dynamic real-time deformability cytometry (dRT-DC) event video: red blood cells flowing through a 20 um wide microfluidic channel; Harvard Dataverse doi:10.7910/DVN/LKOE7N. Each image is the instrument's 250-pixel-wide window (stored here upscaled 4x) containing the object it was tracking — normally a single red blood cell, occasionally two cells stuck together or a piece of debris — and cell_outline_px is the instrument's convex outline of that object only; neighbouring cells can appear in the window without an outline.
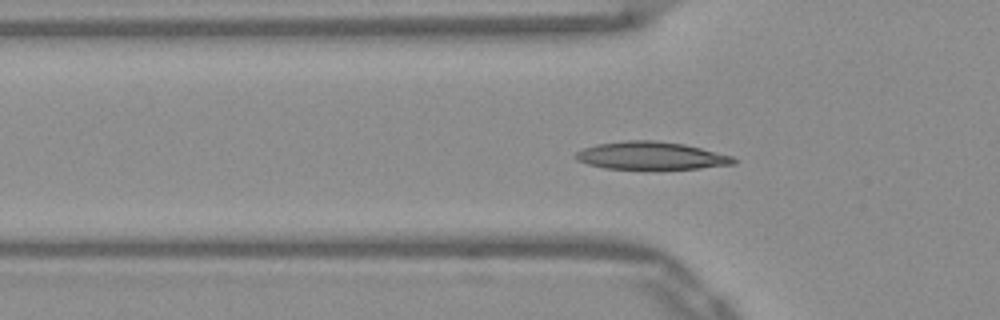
{"species": "Egyptian fruit bat (a non-hibernating species)", "species_latin": "Rousettus aegyptiacus", "temperature_condition": "warm", "stored_images_in_passage": 46, "camera_frame_rate_fps": 3000, "um_per_image_px": 0.085, "frame": {"image": 1, "passage_image": 16, "time_ms": 5.0, "image_size_px": [1000, 320], "cell_outline_px": [[736, 164], [700, 168], [604, 168], [588, 164], [576, 160], [572, 156], [576, 152], [584, 148], [596, 144], [624, 140], [652, 140], [684, 144], [732, 156], [736, 160]], "centroid_in_image_um": [55.3, 13.22], "position_along_channel_um": 70.5, "area_um2": 25.26}}
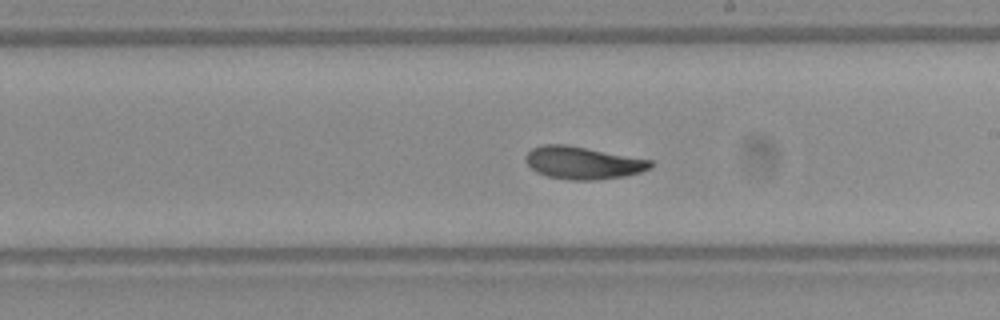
{"frame": {"image": 2, "passage_image": 29, "time_ms": 9.333, "image_size_px": [1000, 320], "cell_outline_px": [[652, 168], [640, 172], [624, 176], [596, 180], [568, 180], [548, 176], [536, 172], [524, 160], [528, 152], [532, 148], [544, 144], [564, 144], [652, 160]], "centroid_in_image_um": [49.54, 13.84], "position_along_channel_um": 239.5, "area_um2": 23.52}}
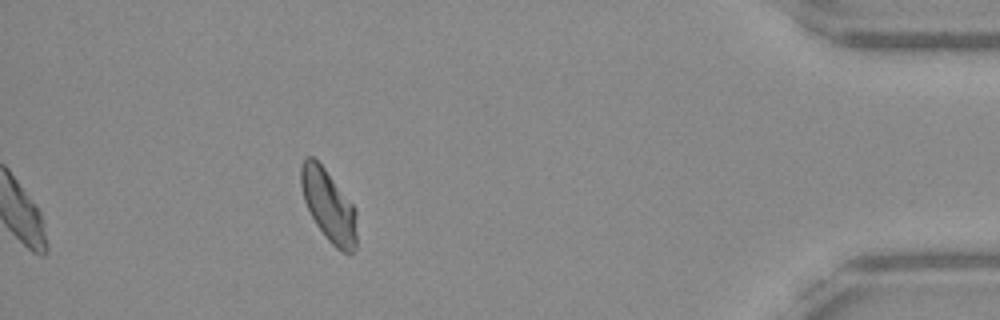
{"frame": {"image": 3, "passage_image": 46, "time_ms": 15.0, "image_size_px": [1000, 320], "cell_outline_px": [[356, 248], [352, 252], [340, 252], [328, 240], [316, 224], [304, 200], [300, 184], [300, 168], [304, 160], [308, 156], [312, 156], [324, 168], [356, 208]], "centroid_in_image_um": [27.94, 17.49], "position_along_channel_um": 407.3, "area_um2": 23.12}, "authors_computed_cell_mechanics": {"area_um2": 23.2934, "velocity_mm_per_s": 3.8857, "shape_relaxation_time_tau1_ms": 5.2236, "shape_relaxation_time_tau2_ms": 3.0608, "deformation_change_tau1": 0.1573, "deformation_change_tau2": 0.0675}}